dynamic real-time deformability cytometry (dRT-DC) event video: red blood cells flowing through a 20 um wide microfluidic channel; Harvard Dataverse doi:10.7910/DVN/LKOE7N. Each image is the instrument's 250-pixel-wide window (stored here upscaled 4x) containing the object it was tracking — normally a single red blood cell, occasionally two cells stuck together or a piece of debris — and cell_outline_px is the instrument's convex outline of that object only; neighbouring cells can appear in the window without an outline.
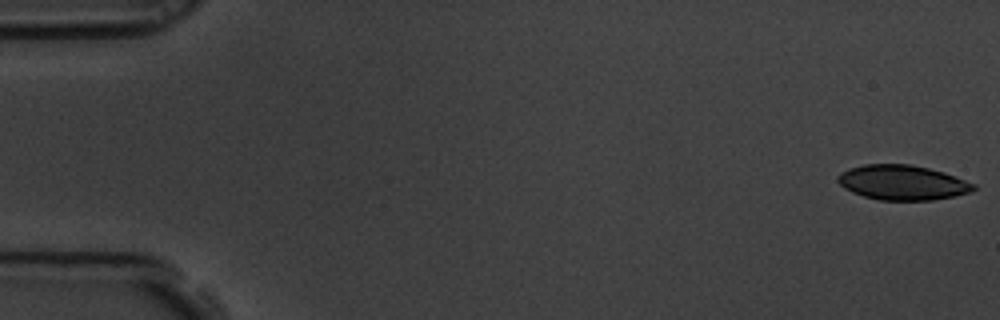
{"species": "common noctule bat (a hibernating species)", "species_latin": "Nyctalus noctula", "temperature_condition": "room temperature", "stored_images_in_passage": 59, "camera_frame_rate_fps": 3000, "um_per_image_px": 0.085, "animal": {"sex": "male", "body_mass_g": 19.5, "forearm_length_mm": 54.6}, "frame": {"image": 1, "passage_image": 1, "time_ms": 0.0, "image_size_px": [1000, 320], "cell_outline_px": [[976, 188], [972, 192], [956, 196], [932, 200], [880, 200], [864, 196], [852, 192], [844, 188], [836, 180], [836, 176], [840, 172], [848, 168], [864, 164], [912, 164], [944, 172], [976, 184]], "centroid_in_image_um": [76.7, 15.51], "position_along_channel_um": 8.3, "area_um2": 27.8}}
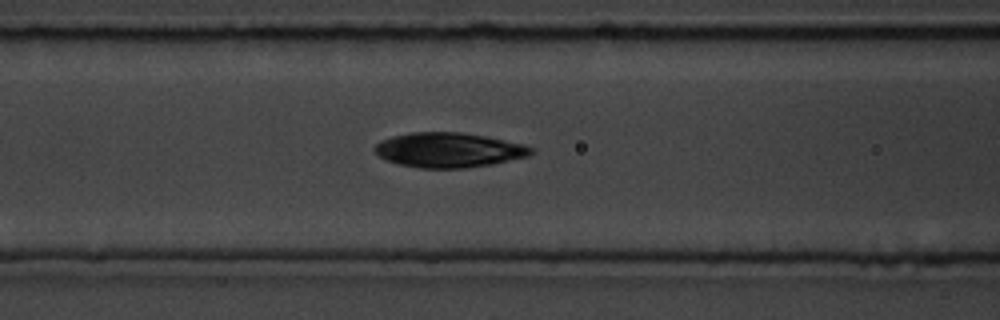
{"frame": {"image": 2, "passage_image": 24, "time_ms": 7.667, "image_size_px": [1000, 320], "cell_outline_px": [[536, 148], [528, 156], [492, 164], [464, 168], [420, 168], [400, 164], [384, 160], [376, 156], [372, 148], [380, 140], [392, 136], [412, 132], [460, 132], [484, 136], [524, 144]], "centroid_in_image_um": [38.09, 12.75], "position_along_channel_um": 128.5, "area_um2": 31.85}}
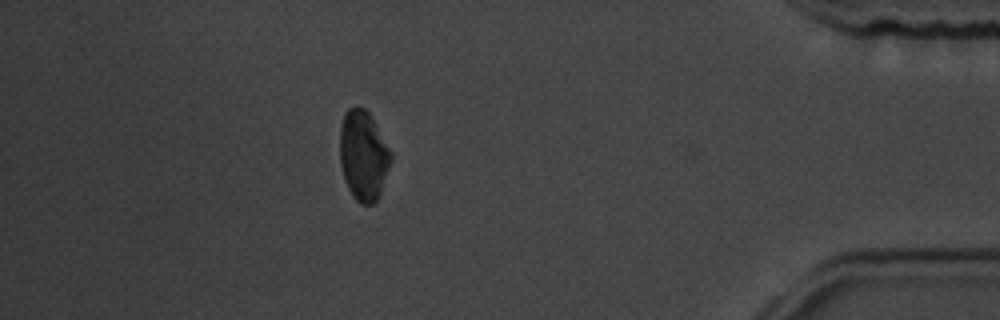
{"frame": {"image": 3, "passage_image": 52, "time_ms": 17.0, "image_size_px": [1000, 320], "cell_outline_px": [[392, 160], [380, 196], [372, 204], [360, 204], [352, 196], [348, 188], [340, 164], [340, 128], [344, 112], [348, 108], [364, 108], [368, 112], [392, 152]], "centroid_in_image_um": [30.89, 13.24], "position_along_channel_um": 404.3, "area_um2": 26.76}, "authors_computed_cell_mechanics": {"area_um2": 29.5936, "velocity_mm_per_s": 3.4444, "shape_relaxation_time_tau1_ms": 2.5955, "shape_relaxation_time_tau2_ms": 7.7696, "deformation_change_tau1": 0.1089, "deformation_change_tau2": 0.1244}}